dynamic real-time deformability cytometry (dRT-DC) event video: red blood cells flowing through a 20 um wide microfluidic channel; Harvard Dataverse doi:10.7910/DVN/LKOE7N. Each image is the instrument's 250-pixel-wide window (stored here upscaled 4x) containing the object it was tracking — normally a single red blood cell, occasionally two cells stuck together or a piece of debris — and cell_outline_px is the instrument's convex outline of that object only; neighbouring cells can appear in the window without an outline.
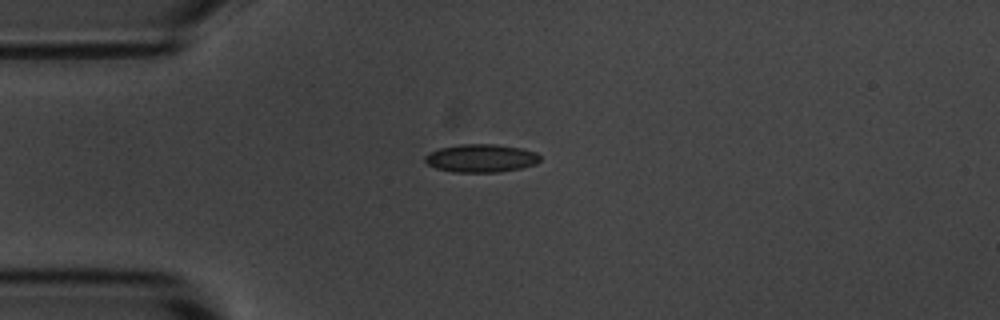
{"species": "common noctule bat (a hibernating species)", "species_latin": "Nyctalus noctula", "temperature_condition": "room temperature", "stored_images_in_passage": 4, "camera_frame_rate_fps": 3000, "um_per_image_px": 0.085, "animal": {"sex": "male", "body_mass_g": 20.1, "forearm_length_mm": 53.5}, "frame": {"image": 1, "passage_image": 4, "time_ms": 3.667, "image_size_px": [1000, 320], "cell_outline_px": [[540, 160], [536, 164], [520, 168], [500, 172], [452, 172], [436, 168], [428, 164], [424, 160], [424, 156], [440, 148], [460, 144], [496, 144], [520, 148], [536, 152], [540, 156]], "centroid_in_image_um": [40.9, 13.45], "position_along_channel_um": 44.1, "area_um2": 18.79}}